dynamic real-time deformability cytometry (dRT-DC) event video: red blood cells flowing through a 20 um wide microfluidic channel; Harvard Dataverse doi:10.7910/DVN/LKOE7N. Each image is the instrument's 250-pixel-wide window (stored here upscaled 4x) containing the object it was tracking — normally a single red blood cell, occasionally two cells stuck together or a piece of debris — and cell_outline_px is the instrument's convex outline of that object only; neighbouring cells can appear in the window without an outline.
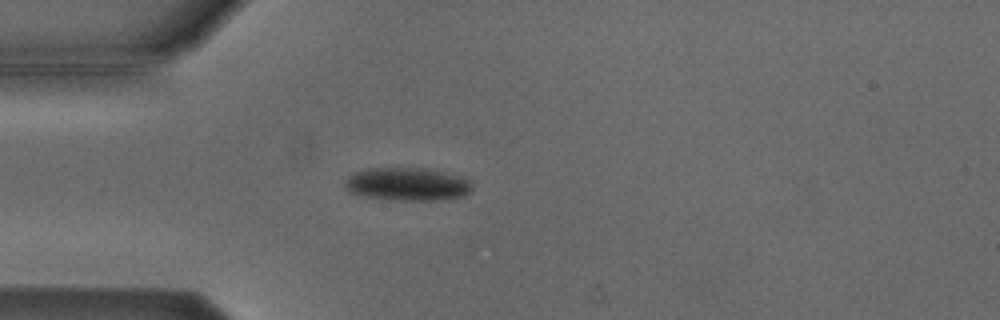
{"species": "Egyptian fruit bat (a non-hibernating species)", "species_latin": "Rousettus aegyptiacus", "temperature_condition": "cold", "stored_images_in_passage": 6, "camera_frame_rate_fps": 3000, "um_per_image_px": 0.085, "animal": {"sex": "male"}, "frame": {"image": 1, "passage_image": 4, "time_ms": 3.667, "image_size_px": [1000, 320], "cell_outline_px": [[472, 188], [468, 192], [460, 196], [436, 200], [388, 200], [364, 196], [348, 192], [344, 188], [344, 180], [352, 172], [368, 168], [428, 168], [460, 176], [468, 180], [472, 184]], "centroid_in_image_um": [34.54, 15.64], "position_along_channel_um": 50.5, "area_um2": 24.68}}